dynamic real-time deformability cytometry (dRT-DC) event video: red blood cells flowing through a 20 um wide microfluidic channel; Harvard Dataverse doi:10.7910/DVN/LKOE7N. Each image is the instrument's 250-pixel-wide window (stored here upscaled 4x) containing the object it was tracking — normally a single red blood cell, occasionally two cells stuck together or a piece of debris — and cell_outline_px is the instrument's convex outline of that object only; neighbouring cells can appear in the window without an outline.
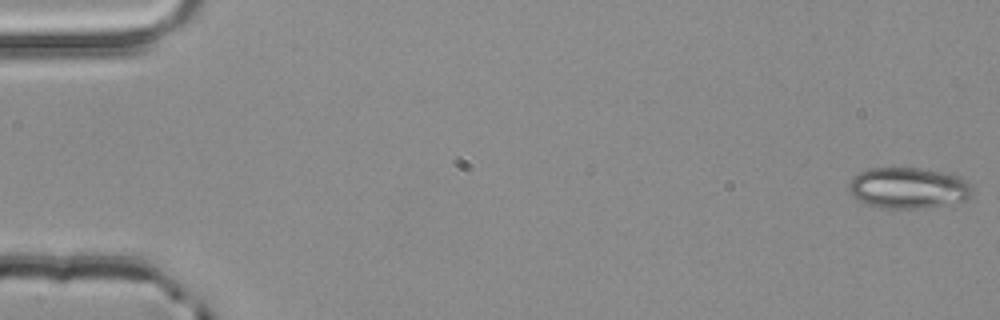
{"species": "common noctule bat (a hibernating species)", "species_latin": "Nyctalus noctula", "temperature_condition": "room temperature", "stored_images_in_passage": 4, "camera_frame_rate_fps": 3000, "um_per_image_px": 0.085, "animal": {"sex": "male", "body_mass_g": 20.4}, "frame": {"image": 1, "passage_image": 1, "time_ms": 0.0, "image_size_px": [1000, 320], "cell_outline_px": [[972, 196], [968, 200], [920, 208], [880, 208], [868, 204], [852, 196], [848, 188], [848, 184], [860, 172], [872, 168], [916, 168], [944, 172], [960, 176], [972, 188]], "centroid_in_image_um": [77.22, 15.98], "position_along_channel_um": 7.8, "area_um2": 29.25}}